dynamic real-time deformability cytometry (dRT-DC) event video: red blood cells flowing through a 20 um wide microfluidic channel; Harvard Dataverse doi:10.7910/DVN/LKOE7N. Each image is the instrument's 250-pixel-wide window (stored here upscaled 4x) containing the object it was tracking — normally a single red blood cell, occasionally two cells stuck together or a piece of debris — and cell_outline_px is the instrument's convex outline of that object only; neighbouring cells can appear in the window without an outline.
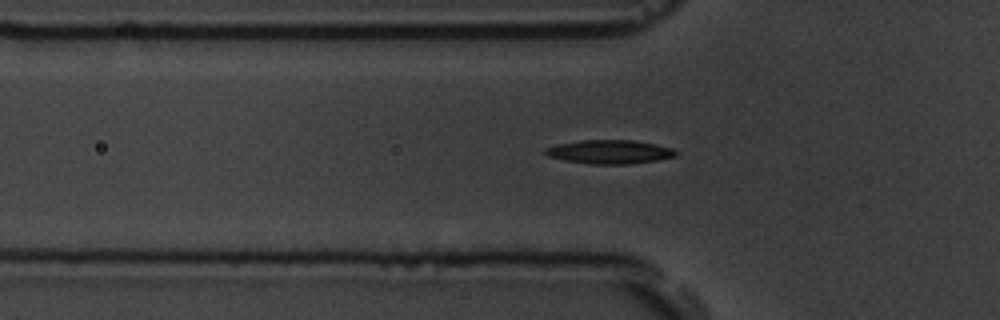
{"species": "common noctule bat (a hibernating species)", "species_latin": "Nyctalus noctula", "temperature_condition": "room temperature", "stored_images_in_passage": 37, "camera_frame_rate_fps": 3000, "um_per_image_px": 0.085, "animal": {"sex": "male", "body_mass_g": 19.5, "forearm_length_mm": 54.6}, "frame": {"image": 1, "passage_image": 2, "time_ms": 0.333, "image_size_px": [1000, 320], "cell_outline_px": [[676, 156], [656, 160], [628, 164], [592, 164], [568, 160], [548, 156], [544, 152], [544, 148], [556, 144], [580, 140], [636, 140], [656, 144], [672, 148], [676, 152]], "centroid_in_image_um": [51.81, 12.89], "position_along_channel_um": 74.0, "area_um2": 17.98}}
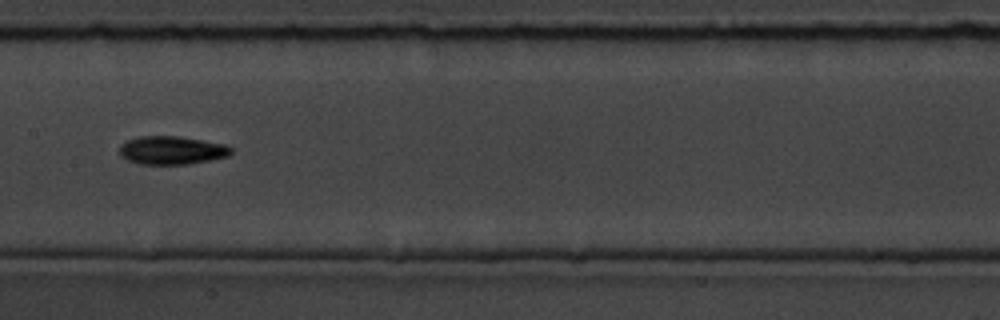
{"frame": {"image": 2, "passage_image": 12, "time_ms": 3.667, "image_size_px": [1000, 320], "cell_outline_px": [[232, 152], [228, 156], [188, 164], [140, 164], [128, 160], [120, 156], [120, 144], [128, 140], [140, 136], [180, 136], [224, 144], [232, 148]], "centroid_in_image_um": [14.58, 12.77], "position_along_channel_um": 192.8, "area_um2": 18.32}}
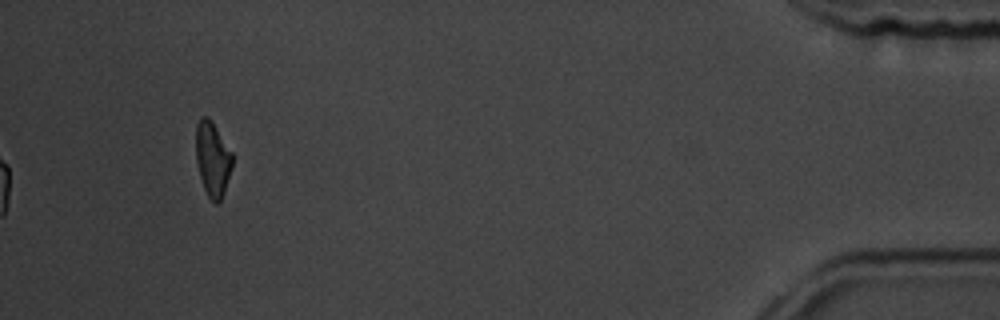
{"frame": {"image": 3, "passage_image": 37, "time_ms": 12.0, "image_size_px": [1000, 320], "cell_outline_px": [[232, 168], [224, 192], [220, 200], [216, 204], [208, 196], [204, 188], [200, 176], [196, 160], [196, 124], [200, 116], [208, 116], [212, 120], [232, 152]], "centroid_in_image_um": [18.07, 13.46], "position_along_channel_um": 417.1, "area_um2": 15.9}, "authors_computed_cell_mechanics": {"area_um2": 17.34, "velocity_mm_per_s": 3.5532, "shape_relaxation_time_tau1_ms": 3.3284, "shape_relaxation_time_tau2_ms": 9.4415, "deformation_change_tau1": 0.1182, "deformation_change_tau2": 0.175}}